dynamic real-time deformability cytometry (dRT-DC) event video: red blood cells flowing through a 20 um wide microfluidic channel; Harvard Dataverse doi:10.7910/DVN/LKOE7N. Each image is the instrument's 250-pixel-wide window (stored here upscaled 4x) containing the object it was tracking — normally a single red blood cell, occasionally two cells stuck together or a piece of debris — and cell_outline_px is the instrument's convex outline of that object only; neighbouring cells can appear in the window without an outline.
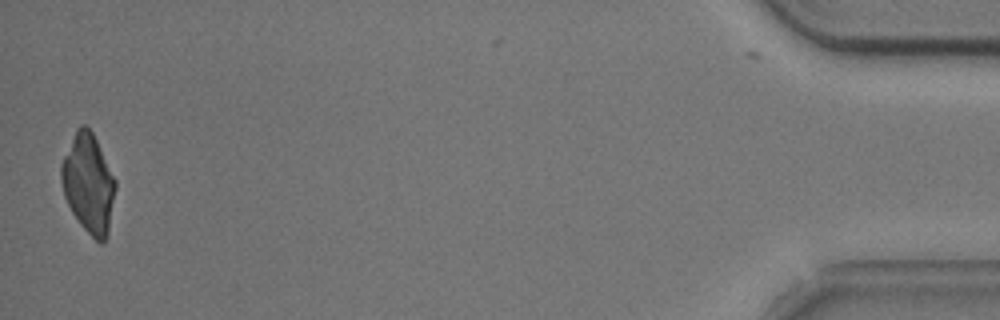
{"species": "common noctule bat (a hibernating species)", "species_latin": "Nyctalus noctula", "temperature_condition": "cold", "stored_images_in_passage": 39, "camera_frame_rate_fps": 3000, "um_per_image_px": 0.085, "animal": {"sex": "male", "body_mass_g": 20.5, "forearm_length_mm": 52.5}, "frame": {"image": 1, "passage_image": 39, "time_ms": 12.667, "image_size_px": [1000, 320], "cell_outline_px": [[116, 188], [108, 236], [104, 244], [100, 244], [80, 224], [72, 212], [64, 196], [60, 180], [60, 164], [76, 128], [80, 124], [84, 124], [92, 132], [116, 180]], "centroid_in_image_um": [7.51, 15.61], "position_along_channel_um": 427.7, "area_um2": 31.33}}